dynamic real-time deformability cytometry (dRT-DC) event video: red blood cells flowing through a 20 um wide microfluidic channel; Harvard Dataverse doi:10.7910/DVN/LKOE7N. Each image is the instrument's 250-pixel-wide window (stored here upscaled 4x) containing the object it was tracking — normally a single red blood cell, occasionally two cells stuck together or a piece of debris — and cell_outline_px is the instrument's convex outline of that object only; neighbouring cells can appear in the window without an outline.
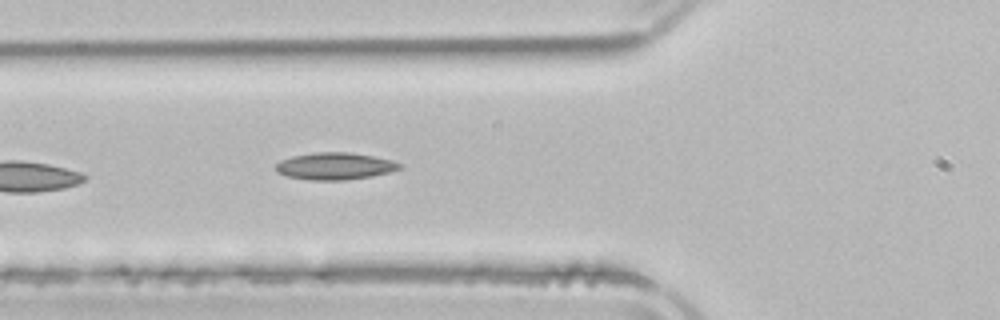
{"species": "common noctule bat (a hibernating species)", "species_latin": "Nyctalus noctula", "temperature_condition": "room temperature", "stored_images_in_passage": 4, "camera_frame_rate_fps": 3000, "um_per_image_px": 0.085, "animal": {"sex": "male", "body_mass_g": 21.5, "forearm_length_mm": 52.0}, "frame": {"image": 1, "passage_image": 4, "time_ms": 5.0, "image_size_px": [1000, 320], "cell_outline_px": [[404, 164], [400, 168], [388, 172], [372, 176], [344, 180], [312, 180], [288, 176], [276, 172], [276, 164], [280, 160], [292, 156], [316, 152], [348, 152], [372, 156], [392, 160]], "centroid_in_image_um": [28.46, 14.11], "position_along_channel_um": 97.3, "area_um2": 19.42}}